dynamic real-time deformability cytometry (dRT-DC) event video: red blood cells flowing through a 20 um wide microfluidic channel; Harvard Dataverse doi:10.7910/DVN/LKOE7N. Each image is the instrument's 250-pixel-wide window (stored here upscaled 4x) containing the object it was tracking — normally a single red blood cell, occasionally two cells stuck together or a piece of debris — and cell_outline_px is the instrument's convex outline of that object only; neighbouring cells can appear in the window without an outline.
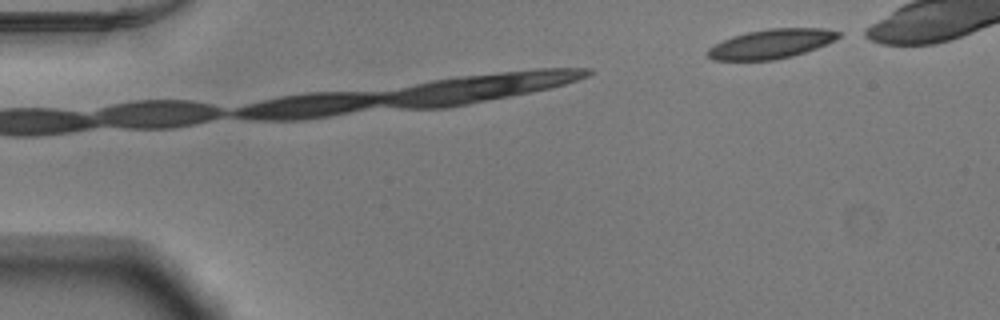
{"species": "Egyptian fruit bat (a non-hibernating species)", "species_latin": "Rousettus aegyptiacus", "temperature_condition": "warm", "stored_images_in_passage": 3, "camera_frame_rate_fps": 3000, "um_per_image_px": 0.085, "animal": {"sex": "male"}, "frame": {"image": 1, "passage_image": 3, "time_ms": 0.667, "image_size_px": [1000, 320], "cell_outline_px": [[840, 36], [816, 48], [792, 56], [776, 60], [712, 60], [708, 56], [708, 48], [732, 36], [748, 32], [768, 28], [824, 28], [840, 32]], "centroid_in_image_um": [65.54, 3.73], "position_along_channel_um": 19.5, "area_um2": 22.08}}